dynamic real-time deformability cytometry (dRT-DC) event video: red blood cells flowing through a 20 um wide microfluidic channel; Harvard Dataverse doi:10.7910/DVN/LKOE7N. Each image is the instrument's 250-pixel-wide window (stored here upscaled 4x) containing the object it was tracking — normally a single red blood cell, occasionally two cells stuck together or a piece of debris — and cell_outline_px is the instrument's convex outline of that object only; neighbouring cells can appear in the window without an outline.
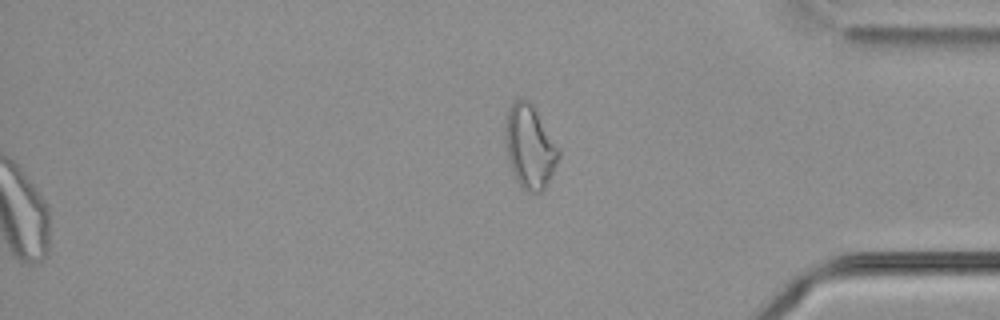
{"species": "common noctule bat (a hibernating species)", "species_latin": "Nyctalus noctula", "temperature_condition": "cold", "stored_images_in_passage": 40, "segment_of_instrument_passage": [2, 2], "camera_frame_rate_fps": 3000, "um_per_image_px": 0.085, "animal": {"sex": "male", "body_mass_g": 21.5, "forearm_length_mm": 52.0}, "frame": {"image": 1, "passage_image": 40, "time_ms": 13.0, "image_size_px": [1000, 320], "cell_outline_px": [[560, 156], [544, 188], [540, 192], [528, 192], [516, 180], [512, 172], [508, 160], [504, 140], [504, 124], [508, 108], [512, 100], [520, 96], [524, 96], [532, 104], [560, 148]], "centroid_in_image_um": [44.99, 12.39], "position_along_channel_um": 390.2, "area_um2": 26.3}}